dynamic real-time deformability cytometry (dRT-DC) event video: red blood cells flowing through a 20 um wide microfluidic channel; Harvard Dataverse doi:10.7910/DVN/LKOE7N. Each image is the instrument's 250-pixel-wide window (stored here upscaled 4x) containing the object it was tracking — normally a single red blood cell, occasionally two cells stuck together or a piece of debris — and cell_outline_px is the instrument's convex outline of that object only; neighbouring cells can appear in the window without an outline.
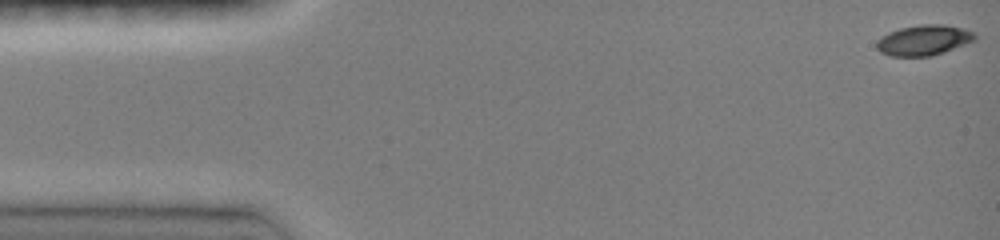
{"species": "common noctule bat (a hibernating species)", "species_latin": "Nyctalus noctula", "temperature_condition": "room temperature", "stored_images_in_passage": 67, "camera_frame_rate_fps": 3000, "um_per_image_px": 0.085, "animal": {"sex": "female", "body_mass_g": 19.0, "forearm_length_mm": 51.5}, "frame": {"image": 1, "passage_image": 1, "time_ms": 0.0, "image_size_px": [1000, 240], "cell_outline_px": [[976, 40], [944, 52], [932, 56], [888, 56], [880, 52], [876, 48], [876, 40], [880, 36], [888, 32], [900, 28], [920, 24], [944, 24], [964, 28], [972, 32], [976, 36]], "centroid_in_image_um": [78.49, 3.41], "position_along_channel_um": 6.5, "area_um2": 17.63}}
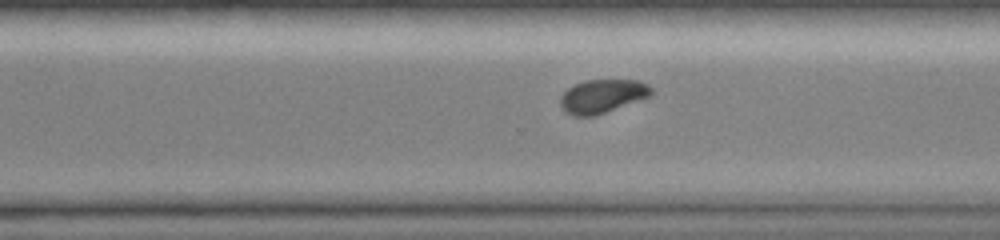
{"frame": {"image": 2, "passage_image": 47, "time_ms": 10.667, "image_size_px": [1000, 240], "cell_outline_px": [[652, 92], [648, 96], [596, 116], [572, 116], [564, 112], [560, 104], [560, 96], [568, 88], [584, 80], [640, 80], [648, 84], [652, 88]], "centroid_in_image_um": [51.16, 8.18], "position_along_channel_um": 319.4, "area_um2": 17.74}}
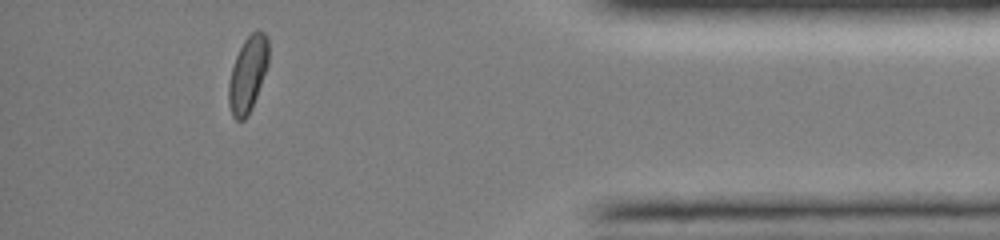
{"frame": {"image": 3, "passage_image": 60, "time_ms": 13.667, "image_size_px": [1000, 240], "cell_outline_px": [[268, 68], [252, 108], [248, 116], [244, 120], [236, 120], [232, 116], [228, 104], [228, 84], [232, 68], [236, 56], [244, 40], [256, 28], [264, 32], [268, 40]], "centroid_in_image_um": [21.07, 6.32], "position_along_channel_um": 414.1, "area_um2": 17.86}, "authors_computed_cell_mechanics": {"area_um2": 18.1492, "velocity_mm_per_s": 4.1127, "shape_relaxation_time_tau1_ms": 3.4853, "shape_relaxation_time_tau2_ms": 2.7631, "deformation_change_tau1": 0.1165, "deformation_change_tau2": 0.0479}}